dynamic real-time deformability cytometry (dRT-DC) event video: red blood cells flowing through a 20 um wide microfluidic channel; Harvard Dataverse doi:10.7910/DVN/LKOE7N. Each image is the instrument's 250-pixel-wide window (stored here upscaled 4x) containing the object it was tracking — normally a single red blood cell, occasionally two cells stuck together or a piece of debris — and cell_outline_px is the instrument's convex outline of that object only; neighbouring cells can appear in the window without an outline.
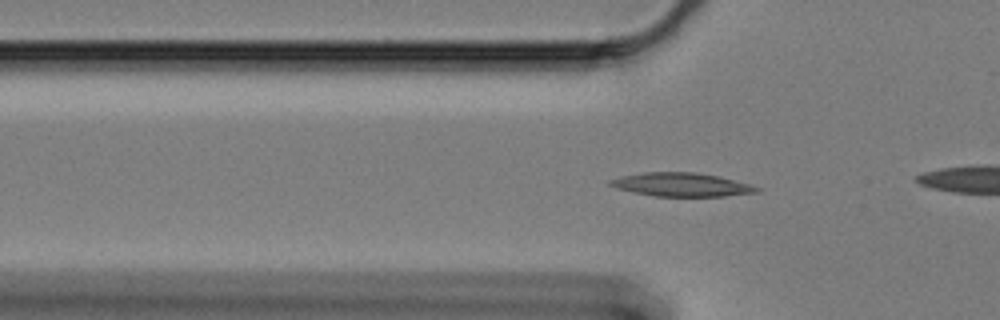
{"species": "Egyptian fruit bat (a non-hibernating species)", "species_latin": "Rousettus aegyptiacus", "temperature_condition": "cold", "stored_images_in_passage": 52, "camera_frame_rate_fps": 3000, "um_per_image_px": 0.085, "animal": {"sex": "female"}, "frame": {"image": 1, "passage_image": 10, "time_ms": 3.0, "image_size_px": [1000, 320], "cell_outline_px": [[760, 192], [724, 196], [656, 196], [616, 188], [608, 184], [608, 180], [620, 176], [644, 172], [696, 172], [720, 176], [748, 184], [760, 188]], "centroid_in_image_um": [57.92, 15.68], "position_along_channel_um": 67.9, "area_um2": 20.06}}
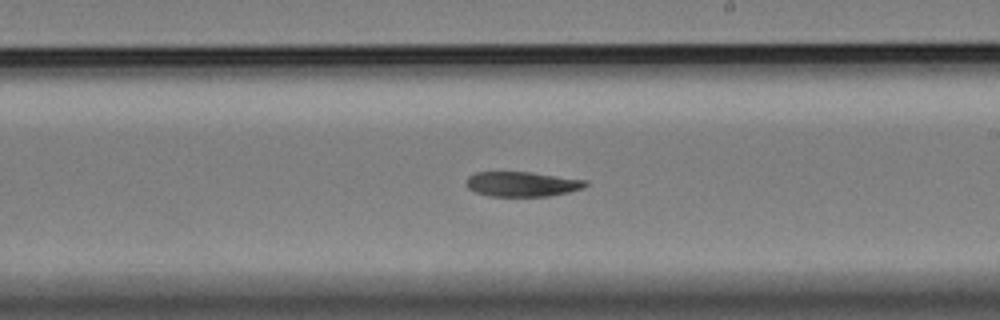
{"frame": {"image": 2, "passage_image": 26, "time_ms": 8.333, "image_size_px": [1000, 320], "cell_outline_px": [[588, 184], [584, 188], [568, 192], [548, 196], [488, 196], [476, 192], [468, 188], [464, 184], [464, 180], [468, 176], [476, 172], [528, 172], [588, 180]], "centroid_in_image_um": [44.35, 15.64], "position_along_channel_um": 244.7, "area_um2": 17.4}}
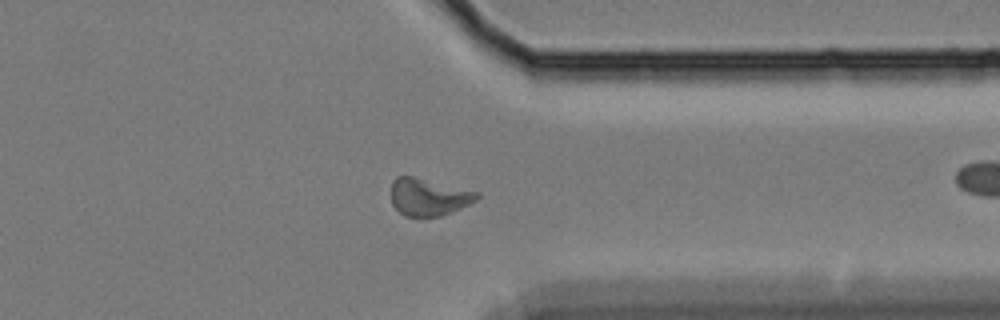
{"frame": {"image": 3, "passage_image": 38, "time_ms": 12.333, "image_size_px": [1000, 320], "cell_outline_px": [[480, 196], [476, 200], [452, 212], [440, 216], [404, 216], [392, 204], [392, 180], [396, 176], [412, 176], [480, 192]], "centroid_in_image_um": [36.43, 16.74], "position_along_channel_um": 375.0, "area_um2": 18.5}}